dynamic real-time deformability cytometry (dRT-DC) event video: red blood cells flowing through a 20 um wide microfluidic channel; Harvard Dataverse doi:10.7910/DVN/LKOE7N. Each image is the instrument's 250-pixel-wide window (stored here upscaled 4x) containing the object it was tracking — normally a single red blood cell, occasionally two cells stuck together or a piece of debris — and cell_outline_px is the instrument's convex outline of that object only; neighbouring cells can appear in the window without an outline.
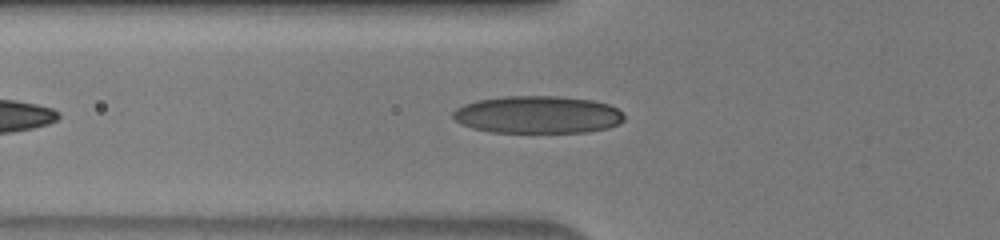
{"species": "human", "species_latin": "Homo sapiens", "temperature_condition": "warm", "stored_images_in_passage": 34, "camera_frame_rate_fps": 3000, "um_per_image_px": 0.085, "donor": {"sex": "male"}, "frame": {"image": 1, "passage_image": 6, "time_ms": 1.667, "image_size_px": [1000, 240], "cell_outline_px": [[624, 120], [620, 124], [608, 128], [588, 132], [492, 132], [472, 128], [460, 124], [452, 116], [452, 112], [456, 108], [464, 104], [476, 100], [504, 96], [560, 96], [592, 100], [608, 104], [616, 108], [624, 116]], "centroid_in_image_um": [45.69, 9.74], "position_along_channel_um": 80.1, "area_um2": 37.57}}